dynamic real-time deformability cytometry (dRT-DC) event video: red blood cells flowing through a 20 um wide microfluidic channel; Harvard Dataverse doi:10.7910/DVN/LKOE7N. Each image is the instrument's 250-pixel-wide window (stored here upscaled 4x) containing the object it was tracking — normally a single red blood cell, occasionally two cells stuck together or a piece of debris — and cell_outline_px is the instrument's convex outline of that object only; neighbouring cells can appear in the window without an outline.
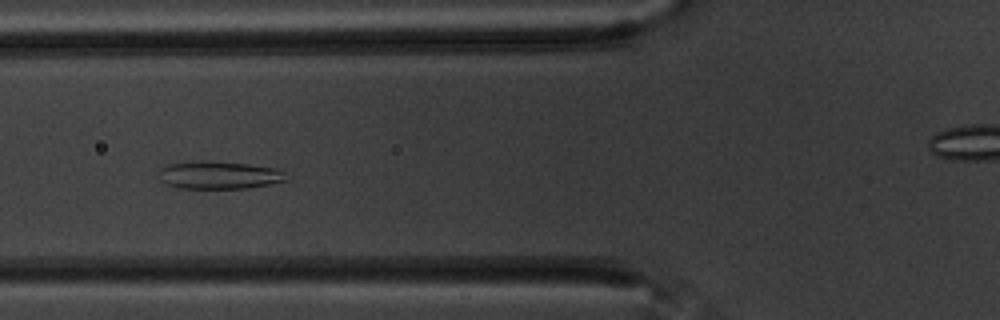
{"species": "common noctule bat (a hibernating species)", "species_latin": "Nyctalus noctula", "temperature_condition": "warm", "stored_images_in_passage": 58, "camera_frame_rate_fps": 3000, "um_per_image_px": 0.085, "animal": {"sex": "male", "body_mass_g": 20.1, "forearm_length_mm": 53.5}, "frame": {"image": 1, "passage_image": 21, "time_ms": 6.667, "image_size_px": [1000, 320], "cell_outline_px": [[288, 180], [268, 184], [244, 188], [180, 188], [164, 184], [160, 180], [156, 172], [160, 168], [168, 164], [192, 160], [204, 160], [248, 164], [280, 168], [284, 172]], "centroid_in_image_um": [18.55, 14.86], "position_along_channel_um": 107.2, "area_um2": 20.98}}
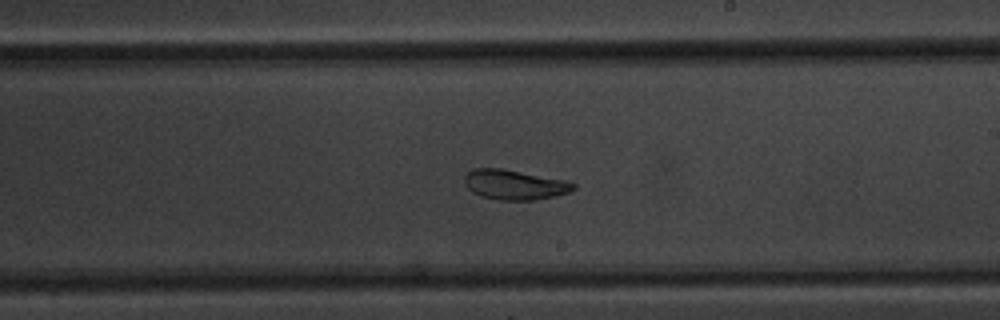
{"frame": {"image": 2, "passage_image": 33, "time_ms": 10.667, "image_size_px": [1000, 320], "cell_outline_px": [[576, 188], [568, 192], [556, 196], [536, 200], [500, 200], [480, 196], [472, 192], [464, 184], [464, 176], [472, 168], [500, 168], [568, 180], [576, 184]], "centroid_in_image_um": [43.74, 15.7], "position_along_channel_um": 245.3, "area_um2": 19.19}}
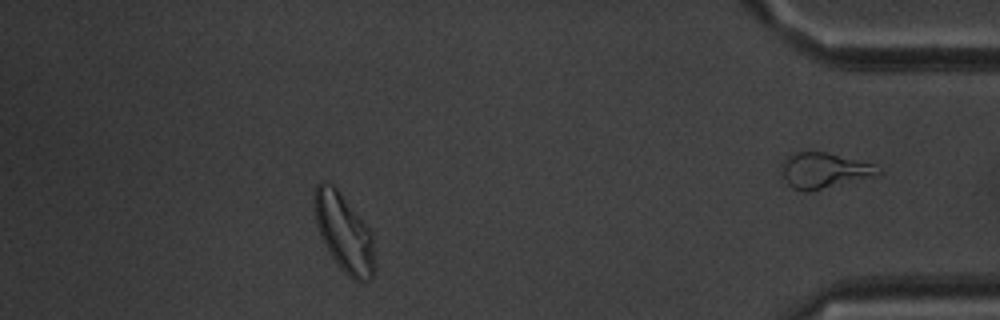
{"frame": {"image": 3, "passage_image": 51, "time_ms": 16.667, "image_size_px": [1000, 320], "cell_outline_px": [[376, 268], [372, 276], [368, 280], [360, 284], [348, 276], [340, 268], [324, 244], [320, 236], [316, 224], [312, 204], [312, 200], [316, 184], [320, 180], [324, 180], [332, 184], [340, 192], [372, 232]], "centroid_in_image_um": [29.22, 19.78], "position_along_channel_um": 406.0, "area_um2": 27.92}, "authors_computed_cell_mechanics": {"area_um2": 24.7384, "velocity_mm_per_s": 3.4525, "shape_relaxation_time_tau1_ms": 4.9547, "shape_relaxation_time_tau2_ms": 4.1761, "deformation_change_tau1": 0.1018, "deformation_change_tau2": 0.074}}